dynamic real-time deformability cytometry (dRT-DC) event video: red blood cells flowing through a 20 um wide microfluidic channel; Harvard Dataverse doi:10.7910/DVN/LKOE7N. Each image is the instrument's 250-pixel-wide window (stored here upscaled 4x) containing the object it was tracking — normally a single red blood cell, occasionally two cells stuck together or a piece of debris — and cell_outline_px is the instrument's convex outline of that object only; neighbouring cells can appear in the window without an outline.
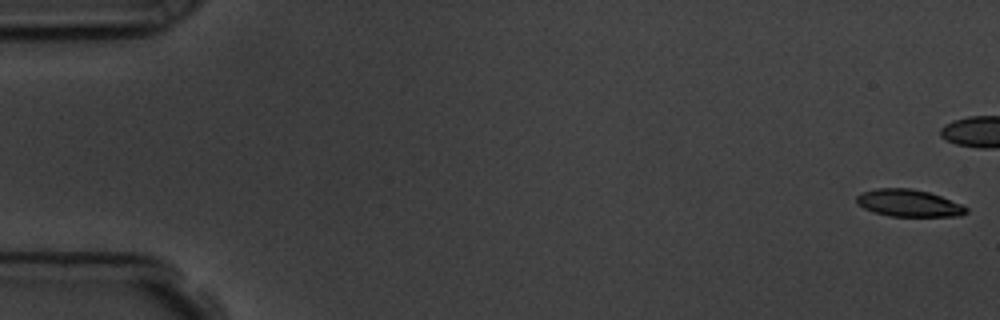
{"species": "common noctule bat (a hibernating species)", "species_latin": "Nyctalus noctula", "temperature_condition": "room temperature", "stored_images_in_passage": 45, "camera_frame_rate_fps": 3000, "um_per_image_px": 0.085, "animal": {"sex": "male", "body_mass_g": 19.5, "forearm_length_mm": 54.6}, "frame": {"image": 1, "passage_image": 1, "time_ms": 0.0, "image_size_px": [1000, 320], "cell_outline_px": [[968, 212], [960, 216], [888, 216], [864, 208], [856, 204], [856, 196], [860, 192], [876, 188], [912, 188], [928, 192], [940, 196], [960, 204], [968, 208]], "centroid_in_image_um": [77.2, 17.26], "position_along_channel_um": 7.8, "area_um2": 17.34}}